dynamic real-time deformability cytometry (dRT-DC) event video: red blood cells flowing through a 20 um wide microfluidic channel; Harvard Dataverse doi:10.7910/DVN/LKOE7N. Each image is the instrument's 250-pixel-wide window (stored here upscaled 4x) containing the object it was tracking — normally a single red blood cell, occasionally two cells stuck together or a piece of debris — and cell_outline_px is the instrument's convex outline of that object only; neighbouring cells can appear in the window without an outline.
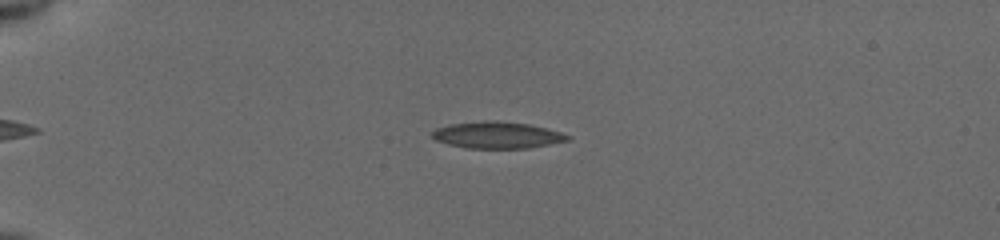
{"species": "common noctule bat (a hibernating species)", "species_latin": "Nyctalus noctula", "temperature_condition": "cold", "stored_images_in_passage": 54, "camera_frame_rate_fps": 3000, "um_per_image_px": 0.085, "animal": {"sex": "female", "body_mass_g": 19.5, "forearm_length_mm": 54.1}, "frame": {"image": 1, "passage_image": 15, "time_ms": 4.667, "image_size_px": [1000, 240], "cell_outline_px": [[572, 136], [568, 140], [528, 148], [468, 148], [448, 144], [436, 140], [432, 136], [432, 132], [436, 128], [448, 124], [484, 120], [488, 120], [528, 124], [560, 132]], "centroid_in_image_um": [42.22, 11.48], "position_along_channel_um": 42.8, "area_um2": 20.81}}
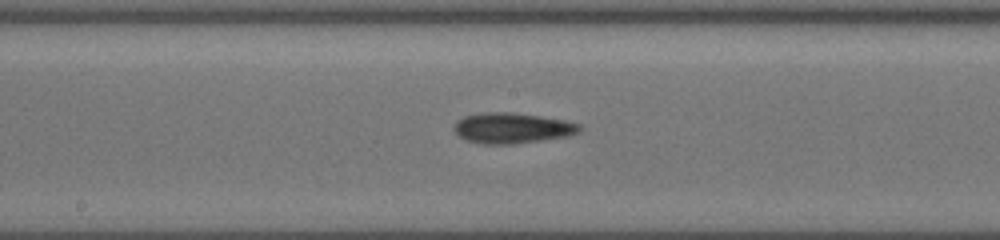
{"frame": {"image": 2, "passage_image": 31, "time_ms": 10.0, "image_size_px": [1000, 240], "cell_outline_px": [[580, 128], [576, 132], [568, 136], [512, 144], [480, 144], [464, 140], [452, 128], [456, 120], [464, 116], [480, 112], [512, 112], [540, 116], [564, 120], [580, 124]], "centroid_in_image_um": [43.45, 10.88], "position_along_channel_um": 204.7, "area_um2": 22.37}}
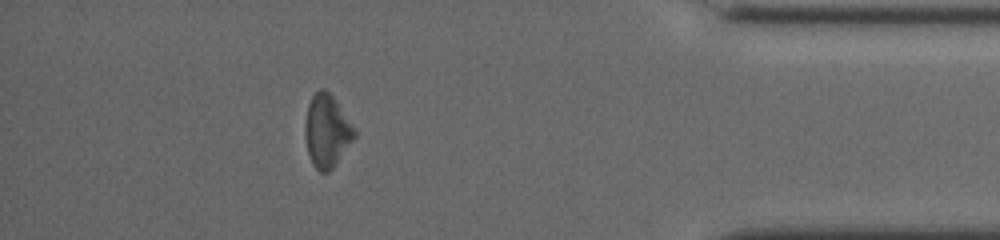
{"frame": {"image": 3, "passage_image": 49, "time_ms": 16.0, "image_size_px": [1000, 240], "cell_outline_px": [[356, 136], [336, 164], [328, 172], [320, 172], [312, 164], [308, 152], [304, 132], [304, 124], [308, 104], [312, 96], [320, 88], [324, 88], [332, 96], [356, 128]], "centroid_in_image_um": [27.78, 11.13], "position_along_channel_um": 407.4, "area_um2": 20.92}, "authors_computed_cell_mechanics": {"area_um2": 21.2126, "velocity_mm_per_s": 3.935, "shape_relaxation_time_tau1_ms": 7.6134, "shape_relaxation_time_tau2_ms": null, "deformation_change_tau1": 0.1387, "deformation_change_tau2": null}}